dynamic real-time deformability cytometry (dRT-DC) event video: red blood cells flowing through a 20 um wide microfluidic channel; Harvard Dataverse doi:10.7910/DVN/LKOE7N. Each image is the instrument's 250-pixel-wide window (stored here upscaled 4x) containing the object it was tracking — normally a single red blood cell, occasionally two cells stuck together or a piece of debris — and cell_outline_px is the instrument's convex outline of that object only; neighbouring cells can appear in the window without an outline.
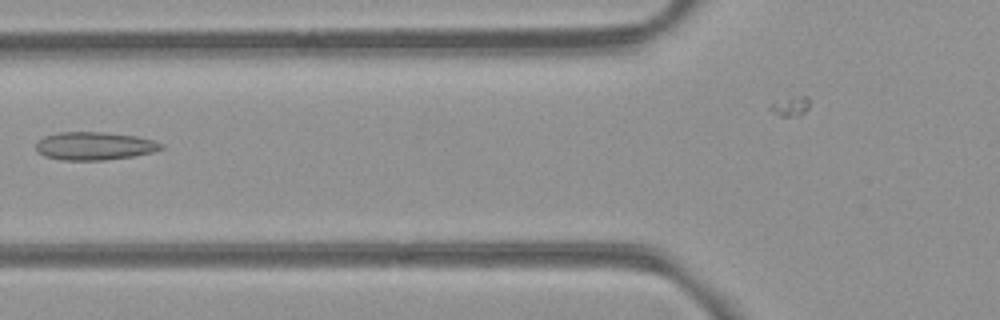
{"species": "common noctule bat (a hibernating species)", "species_latin": "Nyctalus noctula", "temperature_condition": "room temperature", "stored_images_in_passage": 3, "camera_frame_rate_fps": 3000, "um_per_image_px": 0.085, "animal": {"sex": "female", "body_mass_g": 21.9}, "frame": {"image": 1, "passage_image": 3, "time_ms": 2.333, "image_size_px": [1000, 320], "cell_outline_px": [[164, 148], [152, 152], [132, 156], [104, 160], [64, 160], [44, 156], [36, 148], [36, 144], [44, 136], [60, 132], [100, 132], [136, 136], [152, 140], [164, 144]], "centroid_in_image_um": [8.04, 12.41], "position_along_channel_um": 117.8, "area_um2": 20.23}}